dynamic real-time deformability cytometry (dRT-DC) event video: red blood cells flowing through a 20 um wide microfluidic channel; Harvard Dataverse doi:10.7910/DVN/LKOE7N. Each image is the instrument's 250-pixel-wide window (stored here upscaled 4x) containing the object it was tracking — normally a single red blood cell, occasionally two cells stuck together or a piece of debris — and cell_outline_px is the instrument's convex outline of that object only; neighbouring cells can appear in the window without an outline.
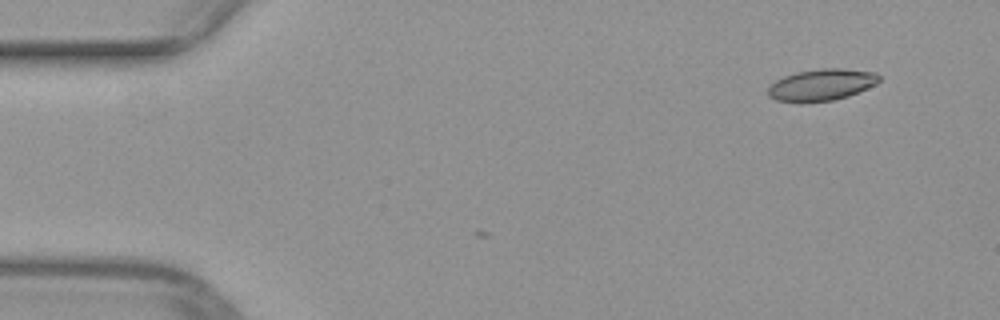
{"species": "common noctule bat (a hibernating species)", "species_latin": "Nyctalus noctula", "temperature_condition": "warm", "stored_images_in_passage": 2, "camera_frame_rate_fps": 3000, "um_per_image_px": 0.085, "animal": {"sex": "female", "body_mass_g": 29.2, "forearm_length_mm": 56.3}, "frame": {"image": 1, "passage_image": 2, "time_ms": 0.333, "image_size_px": [1000, 320], "cell_outline_px": [[880, 80], [876, 84], [848, 96], [832, 100], [804, 104], [800, 104], [776, 100], [768, 96], [768, 88], [776, 80], [784, 76], [796, 72], [820, 68], [840, 68], [876, 72], [880, 76]], "centroid_in_image_um": [69.8, 7.22], "position_along_channel_um": 15.2, "area_um2": 20.81}}